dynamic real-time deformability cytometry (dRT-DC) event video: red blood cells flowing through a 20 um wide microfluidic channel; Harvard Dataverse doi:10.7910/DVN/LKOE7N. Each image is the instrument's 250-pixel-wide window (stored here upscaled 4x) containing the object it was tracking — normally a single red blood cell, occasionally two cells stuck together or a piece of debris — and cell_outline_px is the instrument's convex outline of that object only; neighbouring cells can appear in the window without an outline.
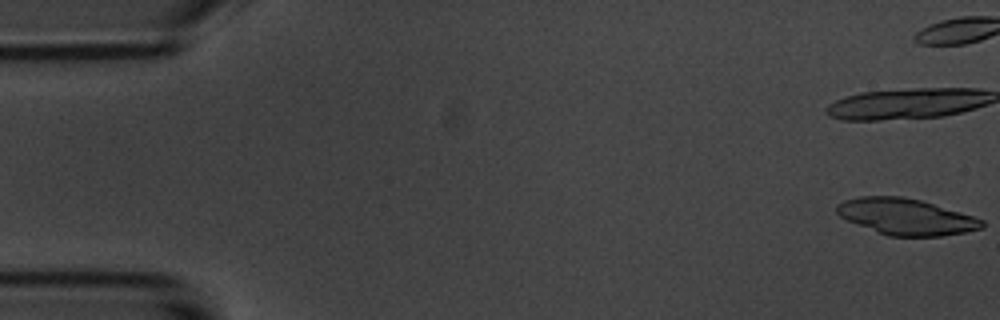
{"species": "common noctule bat (a hibernating species)", "species_latin": "Nyctalus noctula", "temperature_condition": "room temperature", "stored_images_in_passage": 18, "camera_frame_rate_fps": 3000, "um_per_image_px": 0.085, "animal": {"sex": "male", "body_mass_g": 20.1, "forearm_length_mm": 53.5}, "frame": {"image": 1, "passage_image": 1, "time_ms": 0.0, "image_size_px": [1000, 320], "cell_outline_px": [[984, 228], [964, 232], [940, 236], [888, 236], [876, 232], [848, 220], [840, 216], [836, 212], [836, 204], [844, 200], [860, 196], [900, 196], [920, 200], [960, 212], [984, 220]], "centroid_in_image_um": [76.99, 18.42], "position_along_channel_um": 8.0, "area_um2": 30.46}}